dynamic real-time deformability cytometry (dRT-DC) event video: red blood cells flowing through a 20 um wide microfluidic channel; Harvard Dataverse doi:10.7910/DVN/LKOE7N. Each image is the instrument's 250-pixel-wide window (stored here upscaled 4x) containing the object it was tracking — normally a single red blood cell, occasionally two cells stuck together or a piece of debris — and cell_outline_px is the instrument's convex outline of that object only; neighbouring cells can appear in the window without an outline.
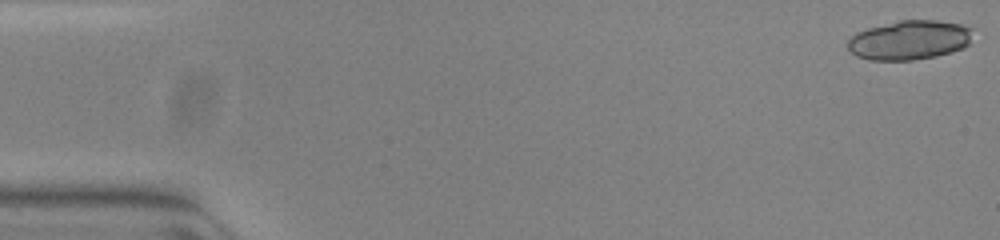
{"species": "common noctule bat (a hibernating species)", "species_latin": "Nyctalus noctula", "temperature_condition": "warm", "stored_images_in_passage": 18, "camera_frame_rate_fps": 3000, "um_per_image_px": 0.085, "animal": {"sex": "female", "body_mass_g": 23.0, "forearm_length_mm": 53.4}, "frame": {"image": 1, "passage_image": 1, "time_ms": 0.0, "image_size_px": [1000, 240], "cell_outline_px": [[972, 28], [968, 44], [964, 48], [952, 52], [936, 56], [912, 60], [868, 60], [856, 56], [848, 48], [848, 40], [856, 32], [868, 28], [900, 20], [936, 20], [964, 24]], "centroid_in_image_um": [77.31, 3.4], "position_along_channel_um": 7.7, "area_um2": 28.73}}
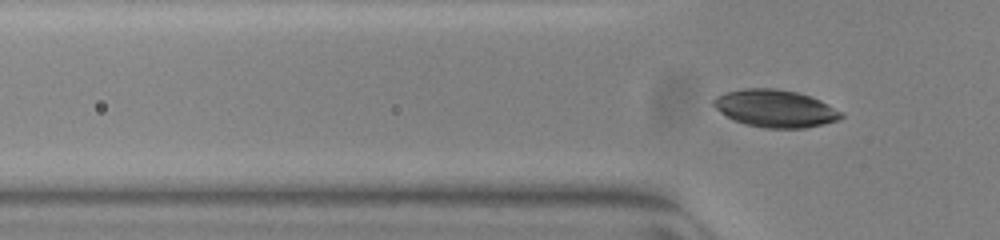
{"frame": {"image": 2, "passage_image": 18, "time_ms": 5.667, "image_size_px": [1000, 240], "cell_outline_px": [[844, 116], [836, 120], [824, 124], [804, 128], [764, 128], [744, 124], [720, 112], [712, 104], [712, 100], [716, 96], [724, 92], [744, 88], [776, 88], [796, 92], [812, 96], [844, 112]], "centroid_in_image_um": [65.9, 9.21], "position_along_channel_um": 59.9, "area_um2": 27.98}}